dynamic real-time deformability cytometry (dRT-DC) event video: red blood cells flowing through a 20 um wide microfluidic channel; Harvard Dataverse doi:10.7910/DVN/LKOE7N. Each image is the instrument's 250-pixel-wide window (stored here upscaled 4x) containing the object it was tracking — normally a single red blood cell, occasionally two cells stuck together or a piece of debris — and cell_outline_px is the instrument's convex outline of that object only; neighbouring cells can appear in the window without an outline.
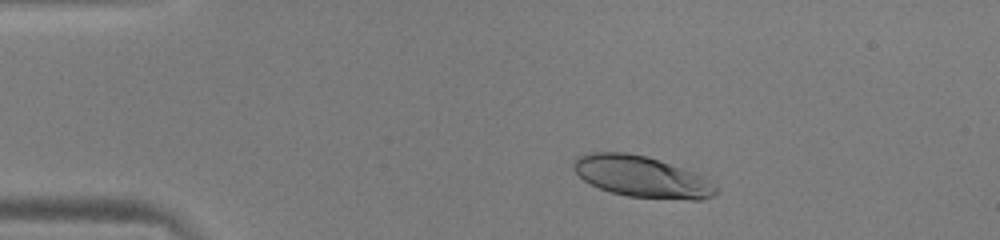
{"species": "human", "species_latin": "Homo sapiens", "temperature_condition": "warm", "stored_images_in_passage": 48, "camera_frame_rate_fps": 3000, "um_per_image_px": 0.085, "donor": {"sex": "male"}, "frame": {"image": 1, "passage_image": 6, "time_ms": 1.667, "image_size_px": [1000, 240], "cell_outline_px": [[720, 188], [712, 196], [700, 200], [692, 200], [628, 196], [612, 192], [600, 188], [584, 180], [572, 168], [572, 164], [576, 156], [592, 152], [628, 152], [648, 156], [692, 172], [708, 180]], "centroid_in_image_um": [54.52, 15.01], "position_along_channel_um": 30.5, "area_um2": 33.99}}
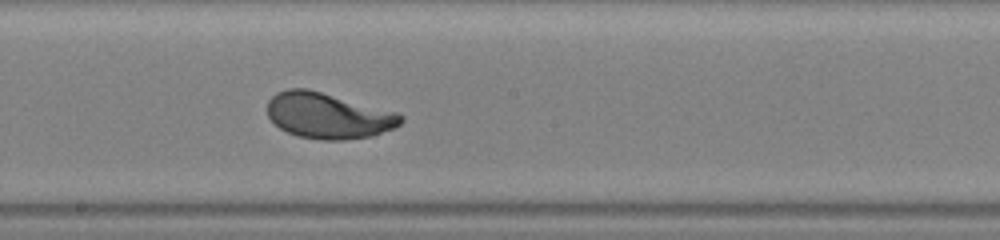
{"frame": {"image": 2, "passage_image": 25, "time_ms": 8.0, "image_size_px": [1000, 240], "cell_outline_px": [[404, 120], [400, 124], [392, 128], [372, 136], [344, 140], [320, 140], [300, 136], [288, 132], [280, 128], [268, 116], [268, 100], [276, 92], [288, 88], [308, 88], [400, 112], [404, 116]], "centroid_in_image_um": [27.93, 9.81], "position_along_channel_um": 220.3, "area_um2": 35.89}}
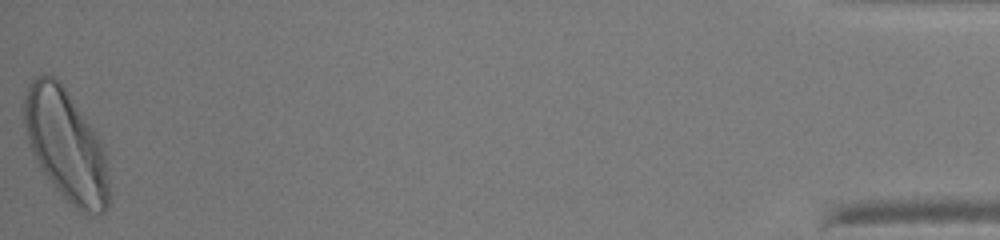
{"frame": {"image": 3, "passage_image": 48, "time_ms": 15.667, "image_size_px": [1000, 240], "cell_outline_px": [[108, 208], [104, 212], [92, 216], [80, 212], [52, 184], [32, 152], [28, 144], [24, 124], [24, 96], [28, 84], [36, 76], [52, 76], [64, 88], [100, 140], [104, 148], [108, 180]], "centroid_in_image_um": [5.6, 12.38], "position_along_channel_um": 429.6, "area_um2": 53.99}, "authors_computed_cell_mechanics": {"area_um2": 35.6915, "velocity_mm_per_s": 3.9853, "shape_relaxation_time_tau1_ms": 2.5469, "shape_relaxation_time_tau2_ms": null, "deformation_change_tau1": 0.2052, "deformation_change_tau2": null}}